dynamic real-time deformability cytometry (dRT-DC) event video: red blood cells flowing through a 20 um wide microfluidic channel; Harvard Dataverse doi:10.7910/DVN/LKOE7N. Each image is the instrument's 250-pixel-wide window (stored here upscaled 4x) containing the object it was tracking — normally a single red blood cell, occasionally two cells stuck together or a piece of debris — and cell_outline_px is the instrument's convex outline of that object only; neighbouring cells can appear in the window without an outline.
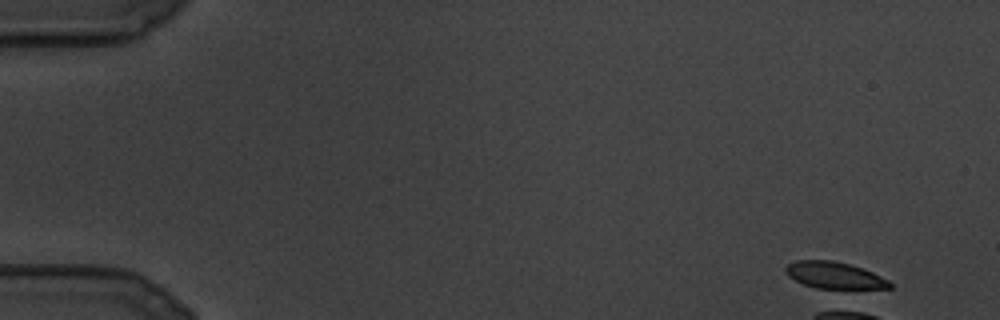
{"species": "common noctule bat (a hibernating species)", "species_latin": "Nyctalus noctula", "temperature_condition": "cold", "stored_images_in_passage": 1, "camera_frame_rate_fps": 3000, "um_per_image_px": 0.085, "animal": {"sex": "male", "body_mass_g": 19.5, "forearm_length_mm": 54.6}, "frame": {"image": 1, "passage_image": 1, "time_ms": 0.0, "image_size_px": [1000, 320], "cell_outline_px": [[892, 288], [816, 288], [804, 284], [788, 276], [784, 272], [784, 268], [788, 264], [796, 260], [832, 260], [848, 264], [872, 272], [888, 280], [892, 284]], "centroid_in_image_um": [70.88, 23.39], "position_along_channel_um": 14.1, "area_um2": 15.95}}